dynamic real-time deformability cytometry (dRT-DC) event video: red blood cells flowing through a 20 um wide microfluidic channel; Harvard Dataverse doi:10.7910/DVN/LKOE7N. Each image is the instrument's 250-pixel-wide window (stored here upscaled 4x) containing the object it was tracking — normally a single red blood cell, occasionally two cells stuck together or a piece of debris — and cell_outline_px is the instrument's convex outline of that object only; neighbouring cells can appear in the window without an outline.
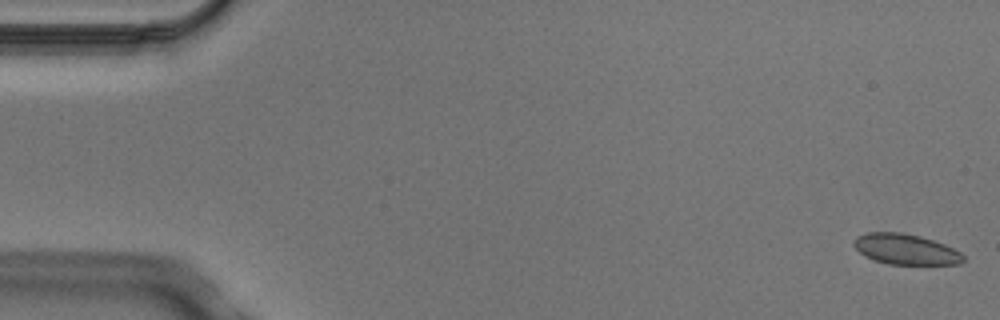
{"species": "Egyptian fruit bat (a non-hibernating species)", "species_latin": "Rousettus aegyptiacus", "temperature_condition": "cold", "stored_images_in_passage": 5, "camera_frame_rate_fps": 3000, "um_per_image_px": 0.085, "animal": {"sex": "male"}, "frame": {"image": 1, "passage_image": 1, "time_ms": 0.0, "image_size_px": [1000, 320], "cell_outline_px": [[964, 260], [960, 264], [888, 264], [876, 260], [860, 252], [852, 244], [852, 240], [856, 236], [868, 232], [900, 232], [920, 236], [944, 244], [960, 252], [964, 256]], "centroid_in_image_um": [76.97, 21.17], "position_along_channel_um": 8.0, "area_um2": 19.31}}
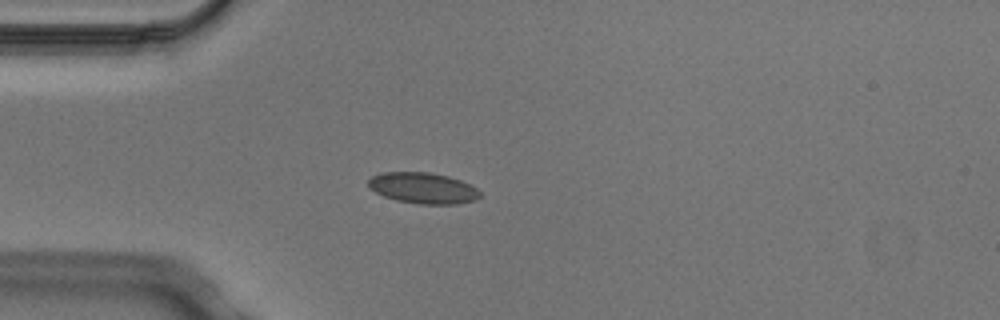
{"frame": {"image": 2, "passage_image": 4, "time_ms": 1.0, "image_size_px": [1000, 320], "cell_outline_px": [[480, 196], [476, 200], [456, 204], [420, 204], [396, 200], [384, 196], [368, 188], [368, 180], [372, 176], [380, 172], [432, 172], [448, 176], [460, 180], [476, 188], [480, 192]], "centroid_in_image_um": [35.93, 15.98], "position_along_channel_um": 49.1, "area_um2": 20.23}}